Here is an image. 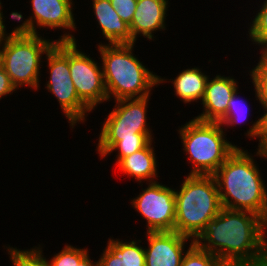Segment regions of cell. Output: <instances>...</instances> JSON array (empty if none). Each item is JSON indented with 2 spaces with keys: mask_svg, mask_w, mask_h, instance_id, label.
<instances>
[{
  "mask_svg": "<svg viewBox=\"0 0 267 266\" xmlns=\"http://www.w3.org/2000/svg\"><path fill=\"white\" fill-rule=\"evenodd\" d=\"M183 256L181 266H225L214 254L200 248L191 240Z\"/></svg>",
  "mask_w": 267,
  "mask_h": 266,
  "instance_id": "obj_22",
  "label": "cell"
},
{
  "mask_svg": "<svg viewBox=\"0 0 267 266\" xmlns=\"http://www.w3.org/2000/svg\"><path fill=\"white\" fill-rule=\"evenodd\" d=\"M141 240L124 242L120 239H108L107 248L118 258L123 259L127 266H145V249Z\"/></svg>",
  "mask_w": 267,
  "mask_h": 266,
  "instance_id": "obj_18",
  "label": "cell"
},
{
  "mask_svg": "<svg viewBox=\"0 0 267 266\" xmlns=\"http://www.w3.org/2000/svg\"><path fill=\"white\" fill-rule=\"evenodd\" d=\"M48 261V266H75V246L65 245V247Z\"/></svg>",
  "mask_w": 267,
  "mask_h": 266,
  "instance_id": "obj_26",
  "label": "cell"
},
{
  "mask_svg": "<svg viewBox=\"0 0 267 266\" xmlns=\"http://www.w3.org/2000/svg\"><path fill=\"white\" fill-rule=\"evenodd\" d=\"M248 153L238 146L213 176L223 208L250 211L263 218L267 210V186L254 157Z\"/></svg>",
  "mask_w": 267,
  "mask_h": 266,
  "instance_id": "obj_2",
  "label": "cell"
},
{
  "mask_svg": "<svg viewBox=\"0 0 267 266\" xmlns=\"http://www.w3.org/2000/svg\"><path fill=\"white\" fill-rule=\"evenodd\" d=\"M263 54L267 57V50H265V51L263 52Z\"/></svg>",
  "mask_w": 267,
  "mask_h": 266,
  "instance_id": "obj_35",
  "label": "cell"
},
{
  "mask_svg": "<svg viewBox=\"0 0 267 266\" xmlns=\"http://www.w3.org/2000/svg\"><path fill=\"white\" fill-rule=\"evenodd\" d=\"M152 141L143 149L136 151L130 156L122 158L116 166L123 173L134 177L136 181L142 183L145 180L148 183L156 182L158 177L156 153ZM149 180V181H148Z\"/></svg>",
  "mask_w": 267,
  "mask_h": 266,
  "instance_id": "obj_16",
  "label": "cell"
},
{
  "mask_svg": "<svg viewBox=\"0 0 267 266\" xmlns=\"http://www.w3.org/2000/svg\"><path fill=\"white\" fill-rule=\"evenodd\" d=\"M209 76L198 67L182 70L176 78L170 81L175 89V95L185 104L197 100L202 101Z\"/></svg>",
  "mask_w": 267,
  "mask_h": 266,
  "instance_id": "obj_17",
  "label": "cell"
},
{
  "mask_svg": "<svg viewBox=\"0 0 267 266\" xmlns=\"http://www.w3.org/2000/svg\"><path fill=\"white\" fill-rule=\"evenodd\" d=\"M153 134H135V137L122 138L118 141L105 155H110L117 150L118 163L122 158L130 156L138 150L145 148L151 141H153Z\"/></svg>",
  "mask_w": 267,
  "mask_h": 266,
  "instance_id": "obj_19",
  "label": "cell"
},
{
  "mask_svg": "<svg viewBox=\"0 0 267 266\" xmlns=\"http://www.w3.org/2000/svg\"><path fill=\"white\" fill-rule=\"evenodd\" d=\"M264 113L258 120L253 122L252 126L249 127L245 135L252 139H259L261 135V129H267V106H262Z\"/></svg>",
  "mask_w": 267,
  "mask_h": 266,
  "instance_id": "obj_27",
  "label": "cell"
},
{
  "mask_svg": "<svg viewBox=\"0 0 267 266\" xmlns=\"http://www.w3.org/2000/svg\"><path fill=\"white\" fill-rule=\"evenodd\" d=\"M2 4H1V1H0V41L6 36L8 35L9 33H7L6 31V26H5V17L3 16V12H2Z\"/></svg>",
  "mask_w": 267,
  "mask_h": 266,
  "instance_id": "obj_32",
  "label": "cell"
},
{
  "mask_svg": "<svg viewBox=\"0 0 267 266\" xmlns=\"http://www.w3.org/2000/svg\"><path fill=\"white\" fill-rule=\"evenodd\" d=\"M32 14L15 30L38 34L37 28L68 29L75 31V18L72 0H31ZM36 24V25H35Z\"/></svg>",
  "mask_w": 267,
  "mask_h": 266,
  "instance_id": "obj_11",
  "label": "cell"
},
{
  "mask_svg": "<svg viewBox=\"0 0 267 266\" xmlns=\"http://www.w3.org/2000/svg\"><path fill=\"white\" fill-rule=\"evenodd\" d=\"M238 88L233 77L216 75L211 80L209 77L201 101L204 111L194 118L203 122H218L226 114L229 100Z\"/></svg>",
  "mask_w": 267,
  "mask_h": 266,
  "instance_id": "obj_13",
  "label": "cell"
},
{
  "mask_svg": "<svg viewBox=\"0 0 267 266\" xmlns=\"http://www.w3.org/2000/svg\"><path fill=\"white\" fill-rule=\"evenodd\" d=\"M11 262L14 266H48L46 257H44L42 247L20 250L6 246Z\"/></svg>",
  "mask_w": 267,
  "mask_h": 266,
  "instance_id": "obj_20",
  "label": "cell"
},
{
  "mask_svg": "<svg viewBox=\"0 0 267 266\" xmlns=\"http://www.w3.org/2000/svg\"><path fill=\"white\" fill-rule=\"evenodd\" d=\"M256 156L267 159V129H261V135L259 137V144L257 148Z\"/></svg>",
  "mask_w": 267,
  "mask_h": 266,
  "instance_id": "obj_31",
  "label": "cell"
},
{
  "mask_svg": "<svg viewBox=\"0 0 267 266\" xmlns=\"http://www.w3.org/2000/svg\"><path fill=\"white\" fill-rule=\"evenodd\" d=\"M92 6L102 35L109 44L136 43L132 39L129 25L117 14L110 0H92Z\"/></svg>",
  "mask_w": 267,
  "mask_h": 266,
  "instance_id": "obj_15",
  "label": "cell"
},
{
  "mask_svg": "<svg viewBox=\"0 0 267 266\" xmlns=\"http://www.w3.org/2000/svg\"><path fill=\"white\" fill-rule=\"evenodd\" d=\"M145 266H181L185 244L191 238L176 231L146 232ZM184 251V252H183Z\"/></svg>",
  "mask_w": 267,
  "mask_h": 266,
  "instance_id": "obj_12",
  "label": "cell"
},
{
  "mask_svg": "<svg viewBox=\"0 0 267 266\" xmlns=\"http://www.w3.org/2000/svg\"><path fill=\"white\" fill-rule=\"evenodd\" d=\"M50 77L45 88L52 93L74 128L77 123L86 121L88 112H92L77 95L69 69V41H57L45 56Z\"/></svg>",
  "mask_w": 267,
  "mask_h": 266,
  "instance_id": "obj_7",
  "label": "cell"
},
{
  "mask_svg": "<svg viewBox=\"0 0 267 266\" xmlns=\"http://www.w3.org/2000/svg\"><path fill=\"white\" fill-rule=\"evenodd\" d=\"M80 51L77 41H69V69L79 99L92 111L108 101L101 64Z\"/></svg>",
  "mask_w": 267,
  "mask_h": 266,
  "instance_id": "obj_10",
  "label": "cell"
},
{
  "mask_svg": "<svg viewBox=\"0 0 267 266\" xmlns=\"http://www.w3.org/2000/svg\"><path fill=\"white\" fill-rule=\"evenodd\" d=\"M150 97L120 99L103 123L96 150L104 155L122 138L135 137V134H152L147 124V108Z\"/></svg>",
  "mask_w": 267,
  "mask_h": 266,
  "instance_id": "obj_8",
  "label": "cell"
},
{
  "mask_svg": "<svg viewBox=\"0 0 267 266\" xmlns=\"http://www.w3.org/2000/svg\"><path fill=\"white\" fill-rule=\"evenodd\" d=\"M88 249L75 247V266H98V261L93 262L88 254Z\"/></svg>",
  "mask_w": 267,
  "mask_h": 266,
  "instance_id": "obj_30",
  "label": "cell"
},
{
  "mask_svg": "<svg viewBox=\"0 0 267 266\" xmlns=\"http://www.w3.org/2000/svg\"><path fill=\"white\" fill-rule=\"evenodd\" d=\"M137 1L138 0H110V3L121 19L130 25L134 16Z\"/></svg>",
  "mask_w": 267,
  "mask_h": 266,
  "instance_id": "obj_25",
  "label": "cell"
},
{
  "mask_svg": "<svg viewBox=\"0 0 267 266\" xmlns=\"http://www.w3.org/2000/svg\"><path fill=\"white\" fill-rule=\"evenodd\" d=\"M175 190L174 231L195 240L223 208L213 175H187Z\"/></svg>",
  "mask_w": 267,
  "mask_h": 266,
  "instance_id": "obj_4",
  "label": "cell"
},
{
  "mask_svg": "<svg viewBox=\"0 0 267 266\" xmlns=\"http://www.w3.org/2000/svg\"><path fill=\"white\" fill-rule=\"evenodd\" d=\"M224 126L219 122H203L195 118L178 130L183 151L193 165L189 175H213L237 145L225 138Z\"/></svg>",
  "mask_w": 267,
  "mask_h": 266,
  "instance_id": "obj_6",
  "label": "cell"
},
{
  "mask_svg": "<svg viewBox=\"0 0 267 266\" xmlns=\"http://www.w3.org/2000/svg\"><path fill=\"white\" fill-rule=\"evenodd\" d=\"M133 44H99L108 101L145 98L151 89L167 79L159 77L134 56Z\"/></svg>",
  "mask_w": 267,
  "mask_h": 266,
  "instance_id": "obj_3",
  "label": "cell"
},
{
  "mask_svg": "<svg viewBox=\"0 0 267 266\" xmlns=\"http://www.w3.org/2000/svg\"><path fill=\"white\" fill-rule=\"evenodd\" d=\"M237 91L239 90H236L229 100L226 114L218 121L222 126H237L235 124H241L248 117L249 108H247V102L239 98V92Z\"/></svg>",
  "mask_w": 267,
  "mask_h": 266,
  "instance_id": "obj_24",
  "label": "cell"
},
{
  "mask_svg": "<svg viewBox=\"0 0 267 266\" xmlns=\"http://www.w3.org/2000/svg\"><path fill=\"white\" fill-rule=\"evenodd\" d=\"M17 89L11 83L9 75L5 72L0 62V99L2 97L12 94Z\"/></svg>",
  "mask_w": 267,
  "mask_h": 266,
  "instance_id": "obj_28",
  "label": "cell"
},
{
  "mask_svg": "<svg viewBox=\"0 0 267 266\" xmlns=\"http://www.w3.org/2000/svg\"><path fill=\"white\" fill-rule=\"evenodd\" d=\"M257 266H267V262L261 265H257Z\"/></svg>",
  "mask_w": 267,
  "mask_h": 266,
  "instance_id": "obj_34",
  "label": "cell"
},
{
  "mask_svg": "<svg viewBox=\"0 0 267 266\" xmlns=\"http://www.w3.org/2000/svg\"><path fill=\"white\" fill-rule=\"evenodd\" d=\"M131 205L146 220L147 232L174 231L175 189L156 180L142 188V192L132 198Z\"/></svg>",
  "mask_w": 267,
  "mask_h": 266,
  "instance_id": "obj_9",
  "label": "cell"
},
{
  "mask_svg": "<svg viewBox=\"0 0 267 266\" xmlns=\"http://www.w3.org/2000/svg\"><path fill=\"white\" fill-rule=\"evenodd\" d=\"M249 72L255 88L256 100L261 106H267V57L263 53L257 65Z\"/></svg>",
  "mask_w": 267,
  "mask_h": 266,
  "instance_id": "obj_21",
  "label": "cell"
},
{
  "mask_svg": "<svg viewBox=\"0 0 267 266\" xmlns=\"http://www.w3.org/2000/svg\"><path fill=\"white\" fill-rule=\"evenodd\" d=\"M98 260V266H127L123 259L115 256L107 247Z\"/></svg>",
  "mask_w": 267,
  "mask_h": 266,
  "instance_id": "obj_29",
  "label": "cell"
},
{
  "mask_svg": "<svg viewBox=\"0 0 267 266\" xmlns=\"http://www.w3.org/2000/svg\"><path fill=\"white\" fill-rule=\"evenodd\" d=\"M251 27L248 29L249 38L253 44L260 46V53L267 50V0L262 4V7L256 13L255 18L252 20Z\"/></svg>",
  "mask_w": 267,
  "mask_h": 266,
  "instance_id": "obj_23",
  "label": "cell"
},
{
  "mask_svg": "<svg viewBox=\"0 0 267 266\" xmlns=\"http://www.w3.org/2000/svg\"><path fill=\"white\" fill-rule=\"evenodd\" d=\"M194 243L214 254L225 266L267 262L262 217L250 211L222 208Z\"/></svg>",
  "mask_w": 267,
  "mask_h": 266,
  "instance_id": "obj_1",
  "label": "cell"
},
{
  "mask_svg": "<svg viewBox=\"0 0 267 266\" xmlns=\"http://www.w3.org/2000/svg\"><path fill=\"white\" fill-rule=\"evenodd\" d=\"M168 0H138L133 19L129 25L132 39L144 36L148 40H154L155 31L166 30V12Z\"/></svg>",
  "mask_w": 267,
  "mask_h": 266,
  "instance_id": "obj_14",
  "label": "cell"
},
{
  "mask_svg": "<svg viewBox=\"0 0 267 266\" xmlns=\"http://www.w3.org/2000/svg\"><path fill=\"white\" fill-rule=\"evenodd\" d=\"M57 41H76V38L65 32L57 40L50 41L40 34L14 29L0 41V62L16 89L24 85L38 90L41 59Z\"/></svg>",
  "mask_w": 267,
  "mask_h": 266,
  "instance_id": "obj_5",
  "label": "cell"
},
{
  "mask_svg": "<svg viewBox=\"0 0 267 266\" xmlns=\"http://www.w3.org/2000/svg\"><path fill=\"white\" fill-rule=\"evenodd\" d=\"M262 222H263V239H264V243H265V246H266V249H267V239L265 237H267L266 233H267V210H266V213L264 215V217L262 218Z\"/></svg>",
  "mask_w": 267,
  "mask_h": 266,
  "instance_id": "obj_33",
  "label": "cell"
}]
</instances>
